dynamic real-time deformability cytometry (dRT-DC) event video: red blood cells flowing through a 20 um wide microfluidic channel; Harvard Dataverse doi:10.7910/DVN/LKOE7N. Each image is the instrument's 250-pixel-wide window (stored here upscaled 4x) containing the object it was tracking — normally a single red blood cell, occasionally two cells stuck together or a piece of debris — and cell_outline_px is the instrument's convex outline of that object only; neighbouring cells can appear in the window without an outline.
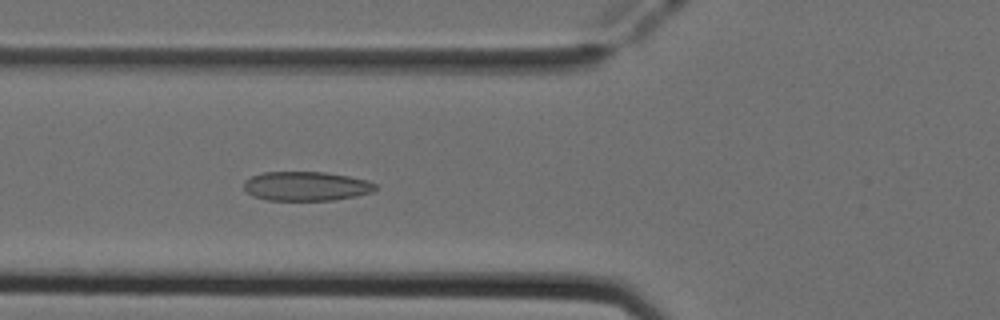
{"species": "Egyptian fruit bat (a non-hibernating species)", "species_latin": "Rousettus aegyptiacus", "temperature_condition": "cold", "stored_images_in_passage": 39, "camera_frame_rate_fps": 3000, "um_per_image_px": 0.085, "animal": {"sex": "female"}, "frame": {"image": 1, "passage_image": 13, "time_ms": 4.0, "image_size_px": [1000, 320], "cell_outline_px": [[376, 188], [372, 192], [356, 196], [332, 200], [268, 200], [252, 196], [244, 188], [244, 180], [252, 176], [264, 172], [324, 172], [348, 176], [368, 180], [376, 184]], "centroid_in_image_um": [26.02, 15.82], "position_along_channel_um": 99.8, "area_um2": 22.37}}
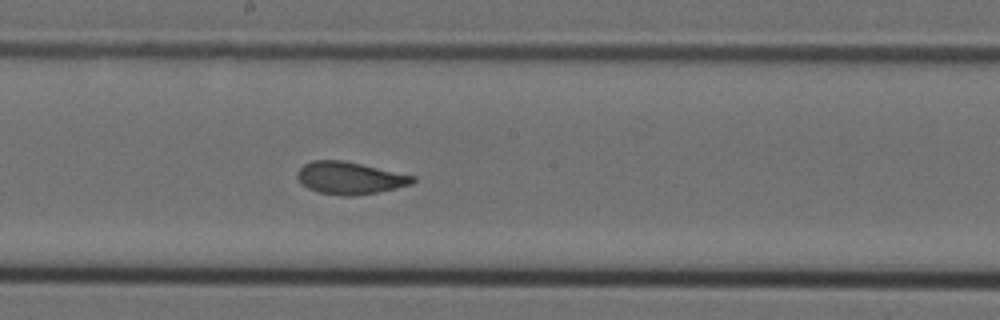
{"frame": {"image": 2, "passage_image": 22, "time_ms": 7.0, "image_size_px": [1000, 320], "cell_outline_px": [[416, 180], [412, 184], [396, 188], [356, 196], [344, 196], [320, 192], [308, 188], [296, 176], [296, 172], [304, 164], [312, 160], [344, 160], [416, 176]], "centroid_in_image_um": [29.75, 15.12], "position_along_channel_um": 218.4, "area_um2": 21.68}}
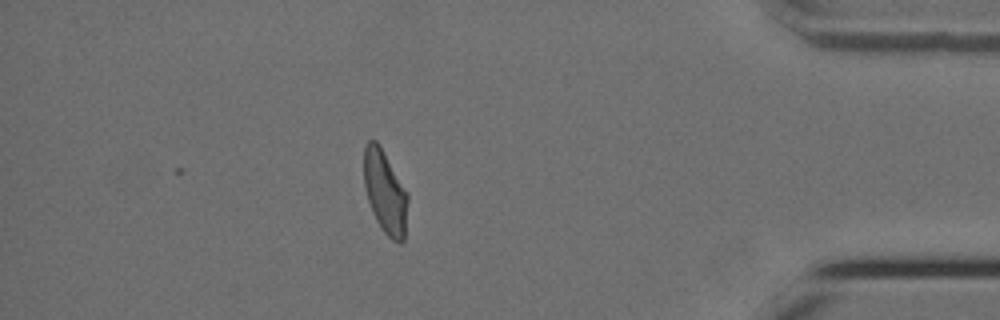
{"frame": {"image": 3, "passage_image": 39, "time_ms": 12.667, "image_size_px": [1000, 320], "cell_outline_px": [[408, 200], [404, 240], [400, 244], [392, 240], [384, 232], [376, 220], [372, 212], [364, 188], [364, 148], [368, 140], [376, 140], [380, 144], [408, 192]], "centroid_in_image_um": [32.74, 16.31], "position_along_channel_um": 402.5, "area_um2": 21.5}, "authors_computed_cell_mechanics": {"area_um2": 21.7328, "velocity_mm_per_s": 3.9304, "shape_relaxation_time_tau1_ms": 8.4576, "shape_relaxation_time_tau2_ms": 1.098, "deformation_change_tau1": 0.186, "deformation_change_tau2": 0.0586}}